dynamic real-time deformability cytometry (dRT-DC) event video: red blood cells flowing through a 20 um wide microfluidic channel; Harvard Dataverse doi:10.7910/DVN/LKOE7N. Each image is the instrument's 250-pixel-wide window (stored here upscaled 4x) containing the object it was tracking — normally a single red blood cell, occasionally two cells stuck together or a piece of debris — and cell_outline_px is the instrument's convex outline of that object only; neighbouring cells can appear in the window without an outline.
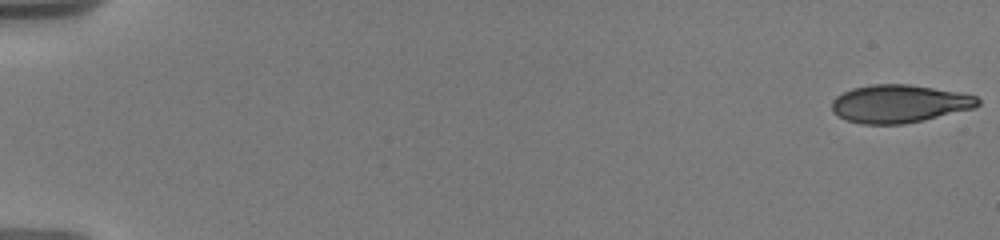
{"species": "human", "species_latin": "Homo sapiens", "temperature_condition": "warm", "stored_images_in_passage": 50, "camera_frame_rate_fps": 3000, "um_per_image_px": 0.085, "donor": {"sex": "male"}, "frame": {"image": 1, "passage_image": 1, "time_ms": 0.0, "image_size_px": [1000, 240], "cell_outline_px": [[980, 104], [976, 108], [924, 120], [904, 124], [860, 124], [836, 116], [832, 112], [832, 100], [836, 96], [852, 88], [872, 84], [908, 84], [956, 92], [976, 96], [980, 100]], "centroid_in_image_um": [76.42, 8.83], "position_along_channel_um": 8.6, "area_um2": 32.37}}
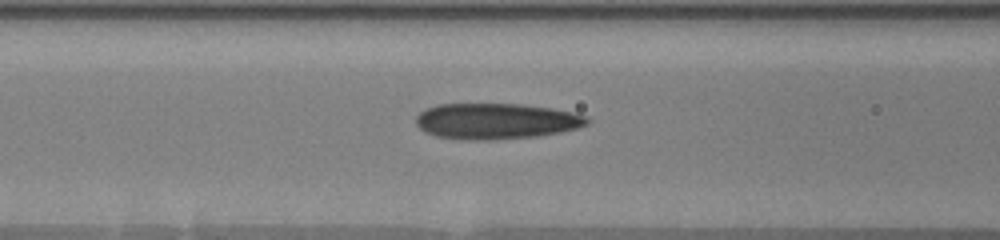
{"frame": {"image": 2, "passage_image": 23, "time_ms": 8.0, "image_size_px": [1000, 240], "cell_outline_px": [[592, 120], [588, 124], [576, 128], [560, 132], [536, 136], [488, 140], [464, 140], [436, 136], [424, 132], [416, 124], [416, 116], [424, 108], [436, 104], [524, 104], [552, 108], [572, 112], [588, 116]], "centroid_in_image_um": [42.16, 10.29], "position_along_channel_um": 124.4, "area_um2": 36.07}}
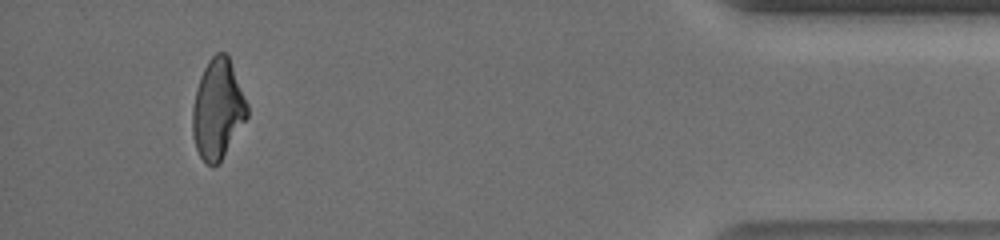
{"frame": {"image": 3, "passage_image": 48, "time_ms": 17.333, "image_size_px": [1000, 240], "cell_outline_px": [[248, 116], [220, 160], [212, 168], [200, 156], [196, 148], [192, 132], [192, 108], [196, 88], [200, 76], [208, 60], [216, 52], [224, 52], [228, 56], [248, 104]], "centroid_in_image_um": [18.49, 9.26], "position_along_channel_um": 416.7, "area_um2": 31.39}, "authors_computed_cell_mechanics": {"area_um2": 33.8419, "velocity_mm_per_s": 3.6895, "shape_relaxation_time_tau1_ms": 4.6592, "shape_relaxation_time_tau2_ms": 1.7798, "deformation_change_tau1": 0.1827, "deformation_change_tau2": 0.0929}}